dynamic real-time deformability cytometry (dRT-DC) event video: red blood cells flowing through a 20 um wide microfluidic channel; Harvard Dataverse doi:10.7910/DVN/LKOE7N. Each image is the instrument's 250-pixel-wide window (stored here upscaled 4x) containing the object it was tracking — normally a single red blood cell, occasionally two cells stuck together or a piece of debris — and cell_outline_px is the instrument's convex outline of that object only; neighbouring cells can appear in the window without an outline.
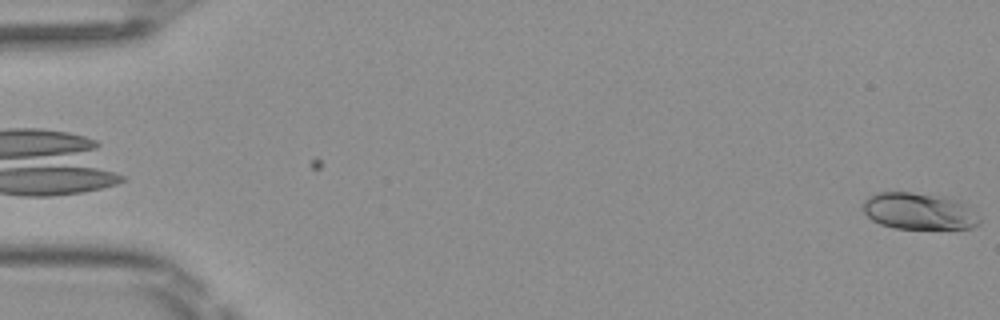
{"species": "Egyptian fruit bat (a non-hibernating species)", "species_latin": "Rousettus aegyptiacus", "temperature_condition": "room temperature", "stored_images_in_passage": 50, "camera_frame_rate_fps": 3000, "um_per_image_px": 0.085, "frame": {"image": 1, "passage_image": 1, "time_ms": 0.0, "image_size_px": [1000, 320], "cell_outline_px": [[980, 224], [972, 228], [896, 228], [880, 224], [872, 220], [864, 212], [864, 200], [868, 196], [876, 192], [912, 192], [944, 196], [956, 200], [980, 216]], "centroid_in_image_um": [78.09, 17.94], "position_along_channel_um": 6.9, "area_um2": 24.74}}
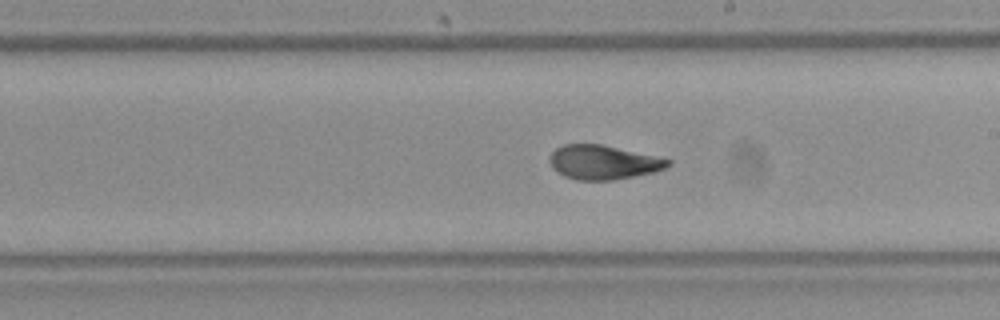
{"frame": {"image": 2, "passage_image": 29, "time_ms": 9.333, "image_size_px": [1000, 320], "cell_outline_px": [[672, 164], [664, 168], [652, 172], [612, 180], [576, 180], [564, 176], [556, 172], [552, 168], [548, 160], [548, 156], [556, 148], [564, 144], [600, 144], [672, 160]], "centroid_in_image_um": [51.2, 13.79], "position_along_channel_um": 237.8, "area_um2": 23.41}}
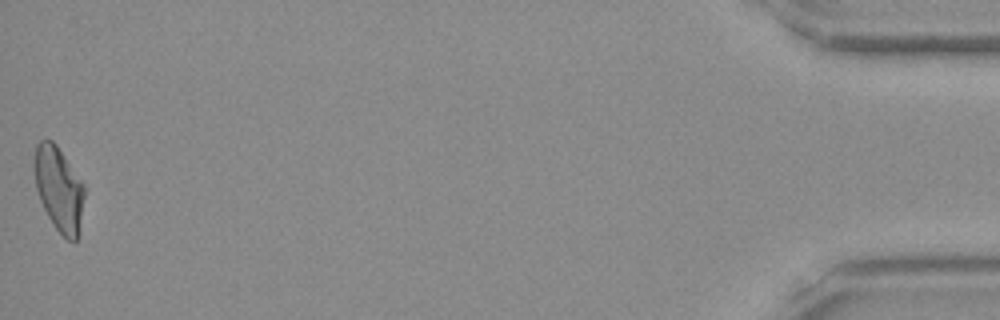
{"frame": {"image": 3, "passage_image": 50, "time_ms": 16.333, "image_size_px": [1000, 320], "cell_outline_px": [[84, 196], [80, 232], [76, 240], [68, 240], [56, 228], [48, 216], [40, 200], [36, 188], [32, 164], [36, 144], [40, 140], [52, 140], [56, 144], [84, 184]], "centroid_in_image_um": [4.99, 16.03], "position_along_channel_um": 430.2, "area_um2": 24.74}, "authors_computed_cell_mechanics": {"area_um2": 24.276, "velocity_mm_per_s": 4.1015, "shape_relaxation_time_tau1_ms": null, "shape_relaxation_time_tau2_ms": 1.2965, "deformation_change_tau1": null, "deformation_change_tau2": 0.0528}}